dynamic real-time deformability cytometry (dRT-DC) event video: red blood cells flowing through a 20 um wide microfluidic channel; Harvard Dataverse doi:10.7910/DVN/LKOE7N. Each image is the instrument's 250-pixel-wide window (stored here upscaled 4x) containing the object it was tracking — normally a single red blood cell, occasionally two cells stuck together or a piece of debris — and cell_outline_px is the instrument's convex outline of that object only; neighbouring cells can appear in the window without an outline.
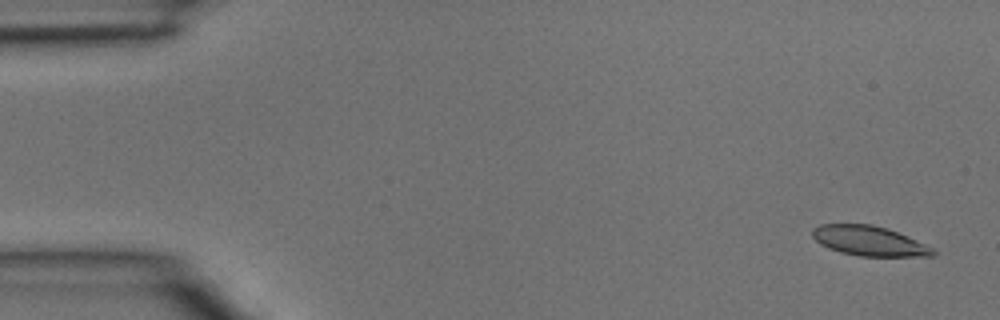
{"species": "common noctule bat (a hibernating species)", "species_latin": "Nyctalus noctula", "temperature_condition": "room temperature", "stored_images_in_passage": 4, "camera_frame_rate_fps": 3000, "um_per_image_px": 0.085, "animal": {"sex": "male", "body_mass_g": 15.6}, "frame": {"image": 1, "passage_image": 1, "time_ms": 0.0, "image_size_px": [1000, 320], "cell_outline_px": [[936, 256], [860, 256], [840, 252], [828, 248], [820, 244], [812, 236], [812, 228], [820, 224], [872, 224], [888, 228], [908, 236], [932, 248], [936, 252]], "centroid_in_image_um": [73.86, 20.47], "position_along_channel_um": 11.1, "area_um2": 20.98}}
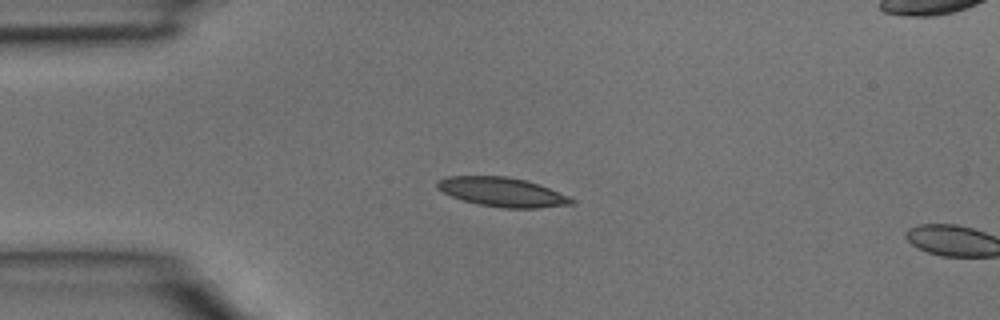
{"frame": {"image": 2, "passage_image": 3, "time_ms": 0.667, "image_size_px": [1000, 320], "cell_outline_px": [[576, 204], [540, 208], [504, 208], [480, 204], [464, 200], [452, 196], [436, 188], [436, 180], [448, 176], [504, 176], [524, 180], [548, 188], [568, 196], [576, 200]], "centroid_in_image_um": [42.69, 16.33], "position_along_channel_um": 42.3, "area_um2": 22.66}}